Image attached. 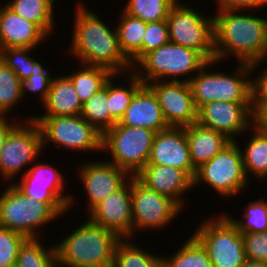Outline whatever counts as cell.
Instances as JSON below:
<instances>
[{
  "label": "cell",
  "instance_id": "1",
  "mask_svg": "<svg viewBox=\"0 0 267 267\" xmlns=\"http://www.w3.org/2000/svg\"><path fill=\"white\" fill-rule=\"evenodd\" d=\"M213 16L215 60L235 57L251 64L253 74L267 60V18L242 13L243 10L217 8ZM259 67V68H258Z\"/></svg>",
  "mask_w": 267,
  "mask_h": 267
},
{
  "label": "cell",
  "instance_id": "2",
  "mask_svg": "<svg viewBox=\"0 0 267 267\" xmlns=\"http://www.w3.org/2000/svg\"><path fill=\"white\" fill-rule=\"evenodd\" d=\"M74 12L70 56L84 65L102 66L113 74L133 71L131 62L120 49L116 26L112 29L98 14L79 1Z\"/></svg>",
  "mask_w": 267,
  "mask_h": 267
},
{
  "label": "cell",
  "instance_id": "3",
  "mask_svg": "<svg viewBox=\"0 0 267 267\" xmlns=\"http://www.w3.org/2000/svg\"><path fill=\"white\" fill-rule=\"evenodd\" d=\"M121 238L87 218L55 245L57 264L63 267H112L115 247Z\"/></svg>",
  "mask_w": 267,
  "mask_h": 267
},
{
  "label": "cell",
  "instance_id": "4",
  "mask_svg": "<svg viewBox=\"0 0 267 267\" xmlns=\"http://www.w3.org/2000/svg\"><path fill=\"white\" fill-rule=\"evenodd\" d=\"M217 63L208 61L189 81L197 110L213 101L252 102L251 64L238 63L232 74H226L209 70Z\"/></svg>",
  "mask_w": 267,
  "mask_h": 267
},
{
  "label": "cell",
  "instance_id": "5",
  "mask_svg": "<svg viewBox=\"0 0 267 267\" xmlns=\"http://www.w3.org/2000/svg\"><path fill=\"white\" fill-rule=\"evenodd\" d=\"M206 63L208 60L199 51L169 41L147 53L134 66L133 72L146 85L165 79L189 82ZM180 76L186 79L181 80Z\"/></svg>",
  "mask_w": 267,
  "mask_h": 267
},
{
  "label": "cell",
  "instance_id": "6",
  "mask_svg": "<svg viewBox=\"0 0 267 267\" xmlns=\"http://www.w3.org/2000/svg\"><path fill=\"white\" fill-rule=\"evenodd\" d=\"M156 132L142 127L116 123L102 134V153L134 177L148 162Z\"/></svg>",
  "mask_w": 267,
  "mask_h": 267
},
{
  "label": "cell",
  "instance_id": "7",
  "mask_svg": "<svg viewBox=\"0 0 267 267\" xmlns=\"http://www.w3.org/2000/svg\"><path fill=\"white\" fill-rule=\"evenodd\" d=\"M212 218H206L209 220L193 233L206 249L212 267H243L247 258L242 233L226 213Z\"/></svg>",
  "mask_w": 267,
  "mask_h": 267
},
{
  "label": "cell",
  "instance_id": "8",
  "mask_svg": "<svg viewBox=\"0 0 267 267\" xmlns=\"http://www.w3.org/2000/svg\"><path fill=\"white\" fill-rule=\"evenodd\" d=\"M61 217L47 202L25 196L13 183L0 194V227L38 238L37 230Z\"/></svg>",
  "mask_w": 267,
  "mask_h": 267
},
{
  "label": "cell",
  "instance_id": "9",
  "mask_svg": "<svg viewBox=\"0 0 267 267\" xmlns=\"http://www.w3.org/2000/svg\"><path fill=\"white\" fill-rule=\"evenodd\" d=\"M238 141H231L216 156L196 169L193 188L203 184L210 186L221 198L241 194L249 185Z\"/></svg>",
  "mask_w": 267,
  "mask_h": 267
},
{
  "label": "cell",
  "instance_id": "10",
  "mask_svg": "<svg viewBox=\"0 0 267 267\" xmlns=\"http://www.w3.org/2000/svg\"><path fill=\"white\" fill-rule=\"evenodd\" d=\"M41 130L42 148L53 143L71 151L102 152V133L81 115L33 116ZM52 142V143H51Z\"/></svg>",
  "mask_w": 267,
  "mask_h": 267
},
{
  "label": "cell",
  "instance_id": "11",
  "mask_svg": "<svg viewBox=\"0 0 267 267\" xmlns=\"http://www.w3.org/2000/svg\"><path fill=\"white\" fill-rule=\"evenodd\" d=\"M169 41L199 51L208 61L215 60L213 16H205L178 0L166 19Z\"/></svg>",
  "mask_w": 267,
  "mask_h": 267
},
{
  "label": "cell",
  "instance_id": "12",
  "mask_svg": "<svg viewBox=\"0 0 267 267\" xmlns=\"http://www.w3.org/2000/svg\"><path fill=\"white\" fill-rule=\"evenodd\" d=\"M26 122H25V121ZM20 121L8 134L0 152V176L6 184L32 165L42 153V134L33 116ZM9 181V182H8Z\"/></svg>",
  "mask_w": 267,
  "mask_h": 267
},
{
  "label": "cell",
  "instance_id": "13",
  "mask_svg": "<svg viewBox=\"0 0 267 267\" xmlns=\"http://www.w3.org/2000/svg\"><path fill=\"white\" fill-rule=\"evenodd\" d=\"M131 209L133 236L137 230H163L183 210L175 200L148 189L135 177H131Z\"/></svg>",
  "mask_w": 267,
  "mask_h": 267
},
{
  "label": "cell",
  "instance_id": "14",
  "mask_svg": "<svg viewBox=\"0 0 267 267\" xmlns=\"http://www.w3.org/2000/svg\"><path fill=\"white\" fill-rule=\"evenodd\" d=\"M21 175L20 182H12L25 196L47 202L60 216L70 211L73 196L64 194L65 177L52 164L34 162ZM72 205V206H71Z\"/></svg>",
  "mask_w": 267,
  "mask_h": 267
},
{
  "label": "cell",
  "instance_id": "15",
  "mask_svg": "<svg viewBox=\"0 0 267 267\" xmlns=\"http://www.w3.org/2000/svg\"><path fill=\"white\" fill-rule=\"evenodd\" d=\"M197 123L236 141L235 136H244L254 124L253 102L206 103L197 110Z\"/></svg>",
  "mask_w": 267,
  "mask_h": 267
},
{
  "label": "cell",
  "instance_id": "16",
  "mask_svg": "<svg viewBox=\"0 0 267 267\" xmlns=\"http://www.w3.org/2000/svg\"><path fill=\"white\" fill-rule=\"evenodd\" d=\"M155 93L168 126L186 127L197 122V108L186 81H153L147 84Z\"/></svg>",
  "mask_w": 267,
  "mask_h": 267
},
{
  "label": "cell",
  "instance_id": "17",
  "mask_svg": "<svg viewBox=\"0 0 267 267\" xmlns=\"http://www.w3.org/2000/svg\"><path fill=\"white\" fill-rule=\"evenodd\" d=\"M88 219L114 232L120 238L133 237V218L131 209V178L116 192L94 206Z\"/></svg>",
  "mask_w": 267,
  "mask_h": 267
},
{
  "label": "cell",
  "instance_id": "18",
  "mask_svg": "<svg viewBox=\"0 0 267 267\" xmlns=\"http://www.w3.org/2000/svg\"><path fill=\"white\" fill-rule=\"evenodd\" d=\"M80 181L88 197V212L111 193L120 189L131 176L108 160L83 163L78 168Z\"/></svg>",
  "mask_w": 267,
  "mask_h": 267
},
{
  "label": "cell",
  "instance_id": "19",
  "mask_svg": "<svg viewBox=\"0 0 267 267\" xmlns=\"http://www.w3.org/2000/svg\"><path fill=\"white\" fill-rule=\"evenodd\" d=\"M147 164L181 169L193 180L196 169L191 162L185 127L169 126L157 132Z\"/></svg>",
  "mask_w": 267,
  "mask_h": 267
},
{
  "label": "cell",
  "instance_id": "20",
  "mask_svg": "<svg viewBox=\"0 0 267 267\" xmlns=\"http://www.w3.org/2000/svg\"><path fill=\"white\" fill-rule=\"evenodd\" d=\"M141 184L150 190L166 195L184 208L183 195L193 188V180L181 169L146 164L135 176Z\"/></svg>",
  "mask_w": 267,
  "mask_h": 267
},
{
  "label": "cell",
  "instance_id": "21",
  "mask_svg": "<svg viewBox=\"0 0 267 267\" xmlns=\"http://www.w3.org/2000/svg\"><path fill=\"white\" fill-rule=\"evenodd\" d=\"M0 5V50L5 48L36 49L48 36L33 22H30L6 4Z\"/></svg>",
  "mask_w": 267,
  "mask_h": 267
},
{
  "label": "cell",
  "instance_id": "22",
  "mask_svg": "<svg viewBox=\"0 0 267 267\" xmlns=\"http://www.w3.org/2000/svg\"><path fill=\"white\" fill-rule=\"evenodd\" d=\"M118 124L147 128L156 133L169 127L155 93L146 84L136 91Z\"/></svg>",
  "mask_w": 267,
  "mask_h": 267
},
{
  "label": "cell",
  "instance_id": "23",
  "mask_svg": "<svg viewBox=\"0 0 267 267\" xmlns=\"http://www.w3.org/2000/svg\"><path fill=\"white\" fill-rule=\"evenodd\" d=\"M185 131L191 162L195 169L211 160L231 142L222 133L201 126L197 122L186 126Z\"/></svg>",
  "mask_w": 267,
  "mask_h": 267
},
{
  "label": "cell",
  "instance_id": "24",
  "mask_svg": "<svg viewBox=\"0 0 267 267\" xmlns=\"http://www.w3.org/2000/svg\"><path fill=\"white\" fill-rule=\"evenodd\" d=\"M42 104L45 113L37 116L81 115L82 102L67 75L52 78L49 93Z\"/></svg>",
  "mask_w": 267,
  "mask_h": 267
},
{
  "label": "cell",
  "instance_id": "25",
  "mask_svg": "<svg viewBox=\"0 0 267 267\" xmlns=\"http://www.w3.org/2000/svg\"><path fill=\"white\" fill-rule=\"evenodd\" d=\"M116 25L120 49L134 68L142 59V42L146 23L123 10Z\"/></svg>",
  "mask_w": 267,
  "mask_h": 267
},
{
  "label": "cell",
  "instance_id": "26",
  "mask_svg": "<svg viewBox=\"0 0 267 267\" xmlns=\"http://www.w3.org/2000/svg\"><path fill=\"white\" fill-rule=\"evenodd\" d=\"M252 132V136L247 141L244 150L240 151L242 154L244 170L247 178L250 177L248 173L253 174L259 181H266L267 179V134L261 131L254 124L248 131Z\"/></svg>",
  "mask_w": 267,
  "mask_h": 267
},
{
  "label": "cell",
  "instance_id": "27",
  "mask_svg": "<svg viewBox=\"0 0 267 267\" xmlns=\"http://www.w3.org/2000/svg\"><path fill=\"white\" fill-rule=\"evenodd\" d=\"M55 3L56 0H10L5 4L24 19L35 23L50 38L55 31Z\"/></svg>",
  "mask_w": 267,
  "mask_h": 267
},
{
  "label": "cell",
  "instance_id": "28",
  "mask_svg": "<svg viewBox=\"0 0 267 267\" xmlns=\"http://www.w3.org/2000/svg\"><path fill=\"white\" fill-rule=\"evenodd\" d=\"M122 74H112L108 79V101L110 110V128H112L116 123L120 121L123 117L126 109L130 106L131 100L136 93V91L143 85L142 81L133 72H127L125 77L128 80L127 86H122L113 81V77ZM128 76V77H127Z\"/></svg>",
  "mask_w": 267,
  "mask_h": 267
},
{
  "label": "cell",
  "instance_id": "29",
  "mask_svg": "<svg viewBox=\"0 0 267 267\" xmlns=\"http://www.w3.org/2000/svg\"><path fill=\"white\" fill-rule=\"evenodd\" d=\"M132 241V238H121L118 241L112 267H163L162 256L143 250Z\"/></svg>",
  "mask_w": 267,
  "mask_h": 267
},
{
  "label": "cell",
  "instance_id": "30",
  "mask_svg": "<svg viewBox=\"0 0 267 267\" xmlns=\"http://www.w3.org/2000/svg\"><path fill=\"white\" fill-rule=\"evenodd\" d=\"M80 66L73 74L66 75L71 79L74 89L83 104L105 85V82L113 73L102 66L81 63Z\"/></svg>",
  "mask_w": 267,
  "mask_h": 267
},
{
  "label": "cell",
  "instance_id": "31",
  "mask_svg": "<svg viewBox=\"0 0 267 267\" xmlns=\"http://www.w3.org/2000/svg\"><path fill=\"white\" fill-rule=\"evenodd\" d=\"M163 267H212L206 249L192 235L172 256L162 257Z\"/></svg>",
  "mask_w": 267,
  "mask_h": 267
},
{
  "label": "cell",
  "instance_id": "32",
  "mask_svg": "<svg viewBox=\"0 0 267 267\" xmlns=\"http://www.w3.org/2000/svg\"><path fill=\"white\" fill-rule=\"evenodd\" d=\"M51 246L45 247L39 237L27 238L19 249L17 266L55 267L57 264L56 248L54 245Z\"/></svg>",
  "mask_w": 267,
  "mask_h": 267
},
{
  "label": "cell",
  "instance_id": "33",
  "mask_svg": "<svg viewBox=\"0 0 267 267\" xmlns=\"http://www.w3.org/2000/svg\"><path fill=\"white\" fill-rule=\"evenodd\" d=\"M81 116L102 134L110 128L108 80L100 90L82 104Z\"/></svg>",
  "mask_w": 267,
  "mask_h": 267
},
{
  "label": "cell",
  "instance_id": "34",
  "mask_svg": "<svg viewBox=\"0 0 267 267\" xmlns=\"http://www.w3.org/2000/svg\"><path fill=\"white\" fill-rule=\"evenodd\" d=\"M21 87L22 81L0 59V115L9 116L14 107L23 101Z\"/></svg>",
  "mask_w": 267,
  "mask_h": 267
},
{
  "label": "cell",
  "instance_id": "35",
  "mask_svg": "<svg viewBox=\"0 0 267 267\" xmlns=\"http://www.w3.org/2000/svg\"><path fill=\"white\" fill-rule=\"evenodd\" d=\"M178 0H128L124 11L140 18L145 23L158 22L166 20L170 8Z\"/></svg>",
  "mask_w": 267,
  "mask_h": 267
},
{
  "label": "cell",
  "instance_id": "36",
  "mask_svg": "<svg viewBox=\"0 0 267 267\" xmlns=\"http://www.w3.org/2000/svg\"><path fill=\"white\" fill-rule=\"evenodd\" d=\"M242 220H236L234 217L226 214L231 221L237 226L241 233H261L267 232V200L260 199L249 201L245 206Z\"/></svg>",
  "mask_w": 267,
  "mask_h": 267
},
{
  "label": "cell",
  "instance_id": "37",
  "mask_svg": "<svg viewBox=\"0 0 267 267\" xmlns=\"http://www.w3.org/2000/svg\"><path fill=\"white\" fill-rule=\"evenodd\" d=\"M32 48H5L0 50V59L11 68L21 81L31 76V70L35 61L28 55Z\"/></svg>",
  "mask_w": 267,
  "mask_h": 267
},
{
  "label": "cell",
  "instance_id": "38",
  "mask_svg": "<svg viewBox=\"0 0 267 267\" xmlns=\"http://www.w3.org/2000/svg\"><path fill=\"white\" fill-rule=\"evenodd\" d=\"M31 71V76L25 81H22V98H25L24 96L29 93L28 91H30L31 94L38 93L40 96L39 102L42 104L49 93L53 76L51 72L37 60L34 61Z\"/></svg>",
  "mask_w": 267,
  "mask_h": 267
},
{
  "label": "cell",
  "instance_id": "39",
  "mask_svg": "<svg viewBox=\"0 0 267 267\" xmlns=\"http://www.w3.org/2000/svg\"><path fill=\"white\" fill-rule=\"evenodd\" d=\"M26 239L17 231L0 227V267L16 264L19 249Z\"/></svg>",
  "mask_w": 267,
  "mask_h": 267
},
{
  "label": "cell",
  "instance_id": "40",
  "mask_svg": "<svg viewBox=\"0 0 267 267\" xmlns=\"http://www.w3.org/2000/svg\"><path fill=\"white\" fill-rule=\"evenodd\" d=\"M142 42V58L149 52L169 42L168 24L166 20L146 23Z\"/></svg>",
  "mask_w": 267,
  "mask_h": 267
},
{
  "label": "cell",
  "instance_id": "41",
  "mask_svg": "<svg viewBox=\"0 0 267 267\" xmlns=\"http://www.w3.org/2000/svg\"><path fill=\"white\" fill-rule=\"evenodd\" d=\"M247 260L267 262V232L242 233Z\"/></svg>",
  "mask_w": 267,
  "mask_h": 267
},
{
  "label": "cell",
  "instance_id": "42",
  "mask_svg": "<svg viewBox=\"0 0 267 267\" xmlns=\"http://www.w3.org/2000/svg\"><path fill=\"white\" fill-rule=\"evenodd\" d=\"M252 79V102L253 107H267V68L261 75Z\"/></svg>",
  "mask_w": 267,
  "mask_h": 267
},
{
  "label": "cell",
  "instance_id": "43",
  "mask_svg": "<svg viewBox=\"0 0 267 267\" xmlns=\"http://www.w3.org/2000/svg\"><path fill=\"white\" fill-rule=\"evenodd\" d=\"M218 8L231 9V10H243L253 11L261 8V6L255 0H215Z\"/></svg>",
  "mask_w": 267,
  "mask_h": 267
},
{
  "label": "cell",
  "instance_id": "44",
  "mask_svg": "<svg viewBox=\"0 0 267 267\" xmlns=\"http://www.w3.org/2000/svg\"><path fill=\"white\" fill-rule=\"evenodd\" d=\"M7 117L9 118L10 116L0 115V152L3 149V145L8 134L20 122L19 119L12 120L11 122L9 119H7Z\"/></svg>",
  "mask_w": 267,
  "mask_h": 267
},
{
  "label": "cell",
  "instance_id": "45",
  "mask_svg": "<svg viewBox=\"0 0 267 267\" xmlns=\"http://www.w3.org/2000/svg\"><path fill=\"white\" fill-rule=\"evenodd\" d=\"M254 125L267 134V107H253Z\"/></svg>",
  "mask_w": 267,
  "mask_h": 267
},
{
  "label": "cell",
  "instance_id": "46",
  "mask_svg": "<svg viewBox=\"0 0 267 267\" xmlns=\"http://www.w3.org/2000/svg\"><path fill=\"white\" fill-rule=\"evenodd\" d=\"M243 267H267V262L257 260H247Z\"/></svg>",
  "mask_w": 267,
  "mask_h": 267
},
{
  "label": "cell",
  "instance_id": "47",
  "mask_svg": "<svg viewBox=\"0 0 267 267\" xmlns=\"http://www.w3.org/2000/svg\"><path fill=\"white\" fill-rule=\"evenodd\" d=\"M262 8L267 5V0H255Z\"/></svg>",
  "mask_w": 267,
  "mask_h": 267
},
{
  "label": "cell",
  "instance_id": "48",
  "mask_svg": "<svg viewBox=\"0 0 267 267\" xmlns=\"http://www.w3.org/2000/svg\"><path fill=\"white\" fill-rule=\"evenodd\" d=\"M9 267H18V266H17V264H14V265H12V266H9Z\"/></svg>",
  "mask_w": 267,
  "mask_h": 267
}]
</instances>
